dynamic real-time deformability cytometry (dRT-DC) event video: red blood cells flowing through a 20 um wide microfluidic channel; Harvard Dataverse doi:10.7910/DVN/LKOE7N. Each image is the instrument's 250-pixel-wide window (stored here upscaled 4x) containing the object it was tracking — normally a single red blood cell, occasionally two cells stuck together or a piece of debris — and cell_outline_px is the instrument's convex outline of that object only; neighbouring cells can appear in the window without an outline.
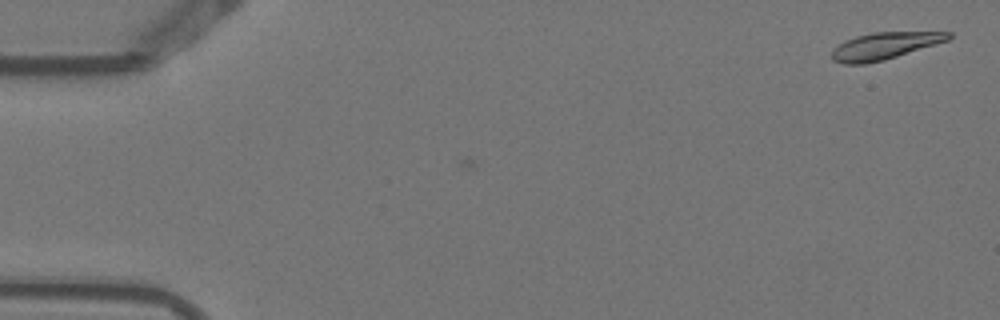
{"species": "Egyptian fruit bat (a non-hibernating species)", "species_latin": "Rousettus aegyptiacus", "temperature_condition": "warm", "stored_images_in_passage": 6, "camera_frame_rate_fps": 3000, "um_per_image_px": 0.085, "animal": {"sex": "female"}, "frame": {"image": 1, "passage_image": 1, "time_ms": 0.0, "image_size_px": [1000, 320], "cell_outline_px": [[952, 36], [948, 40], [884, 60], [864, 64], [844, 64], [832, 60], [832, 52], [844, 40], [856, 36], [872, 32], [952, 32]], "centroid_in_image_um": [75.17, 3.9], "position_along_channel_um": 9.8, "area_um2": 18.09}}
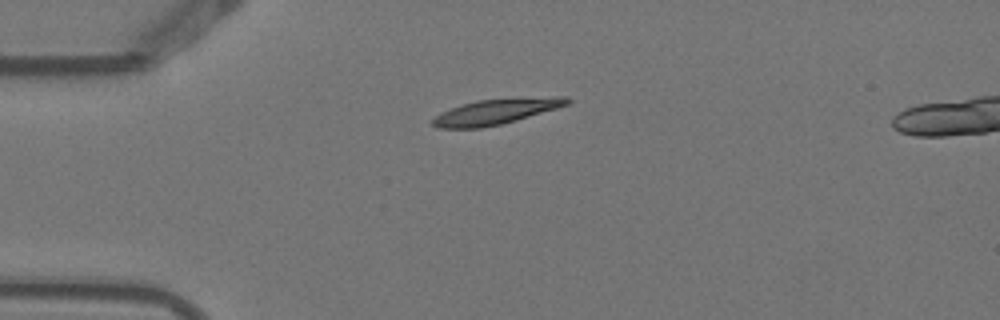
{"frame": {"image": 2, "passage_image": 4, "time_ms": 1.0, "image_size_px": [1000, 320], "cell_outline_px": [[572, 100], [568, 104], [556, 108], [516, 120], [500, 124], [480, 128], [440, 128], [432, 124], [432, 120], [440, 112], [460, 104], [476, 100], [552, 96], [568, 96]], "centroid_in_image_um": [42.16, 9.47], "position_along_channel_um": 42.8, "area_um2": 19.83}}